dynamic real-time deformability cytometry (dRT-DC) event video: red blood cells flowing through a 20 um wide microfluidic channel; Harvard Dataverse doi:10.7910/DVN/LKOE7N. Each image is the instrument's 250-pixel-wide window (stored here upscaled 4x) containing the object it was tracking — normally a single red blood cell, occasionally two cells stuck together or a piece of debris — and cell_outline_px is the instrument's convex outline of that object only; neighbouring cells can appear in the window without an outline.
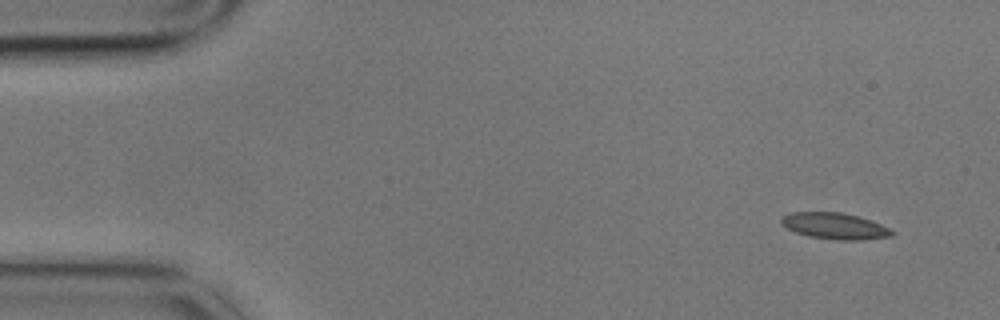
{"species": "common noctule bat (a hibernating species)", "species_latin": "Nyctalus noctula", "temperature_condition": "cold", "stored_images_in_passage": 7, "camera_frame_rate_fps": 3000, "um_per_image_px": 0.085, "animal": {"sex": "male", "body_mass_g": 17.9}, "frame": {"image": 1, "passage_image": 1, "time_ms": 0.0, "image_size_px": [1000, 320], "cell_outline_px": [[896, 232], [892, 236], [860, 240], [836, 240], [808, 236], [796, 232], [780, 224], [780, 220], [784, 216], [792, 212], [840, 212], [856, 216], [880, 224]], "centroid_in_image_um": [70.94, 19.22], "position_along_channel_um": 14.1, "area_um2": 16.76}}
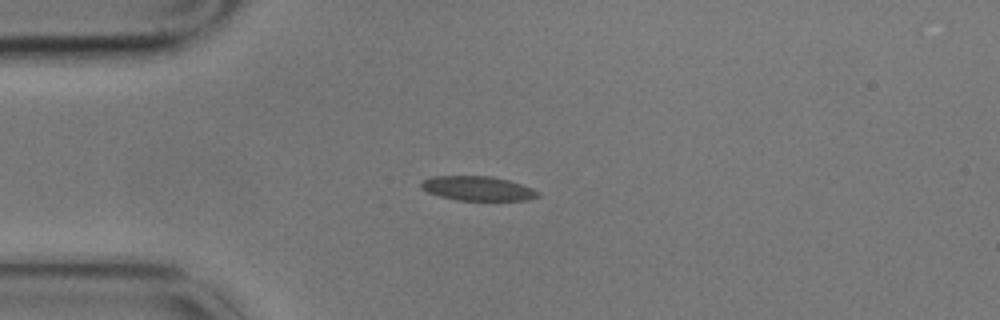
{"frame": {"image": 2, "passage_image": 4, "time_ms": 1.0, "image_size_px": [1000, 320], "cell_outline_px": [[540, 196], [528, 200], [456, 200], [440, 196], [428, 192], [420, 188], [420, 184], [424, 180], [432, 176], [492, 176], [508, 180], [532, 188], [540, 192]], "centroid_in_image_um": [40.61, 16.02], "position_along_channel_um": 44.4, "area_um2": 16.59}}
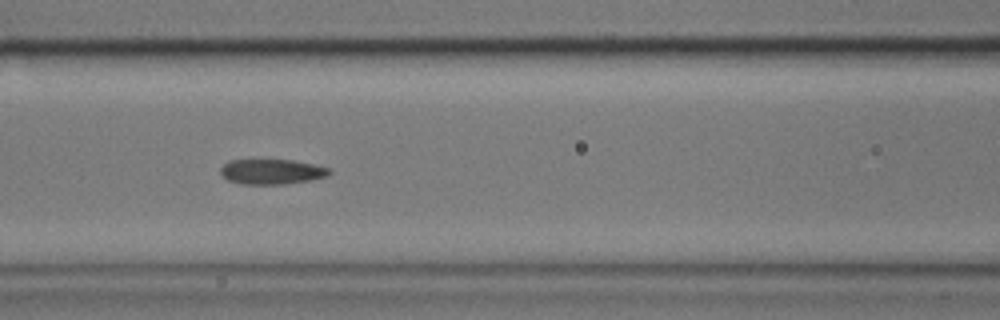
{"frame": {"image": 3, "passage_image": 7, "time_ms": 2.0, "image_size_px": [1000, 320], "cell_outline_px": [[332, 172], [328, 176], [312, 180], [284, 184], [240, 184], [228, 180], [220, 172], [220, 168], [228, 160], [292, 160], [312, 164], [328, 168]], "centroid_in_image_um": [23.09, 14.6], "position_along_channel_um": 143.5, "area_um2": 15.9}}